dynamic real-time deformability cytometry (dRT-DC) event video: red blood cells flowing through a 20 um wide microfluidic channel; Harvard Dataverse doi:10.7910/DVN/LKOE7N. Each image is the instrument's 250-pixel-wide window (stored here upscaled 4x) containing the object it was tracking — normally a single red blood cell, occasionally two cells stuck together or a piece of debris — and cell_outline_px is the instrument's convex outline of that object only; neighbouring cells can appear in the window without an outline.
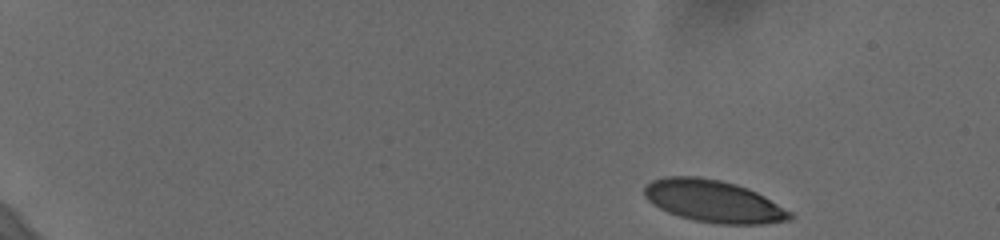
{"species": "human", "species_latin": "Homo sapiens", "temperature_condition": "cold", "stored_images_in_passage": 52, "camera_frame_rate_fps": 3000, "um_per_image_px": 0.085, "donor": {"sex": "female"}, "frame": {"image": 1, "passage_image": 1, "time_ms": 0.0, "image_size_px": [1000, 240], "cell_outline_px": [[792, 220], [764, 224], [716, 224], [692, 220], [668, 212], [652, 204], [644, 196], [644, 184], [652, 180], [664, 176], [696, 176], [720, 180], [736, 184], [748, 188], [764, 196], [792, 212]], "centroid_in_image_um": [60.63, 17.1], "position_along_channel_um": 24.4, "area_um2": 36.01}}
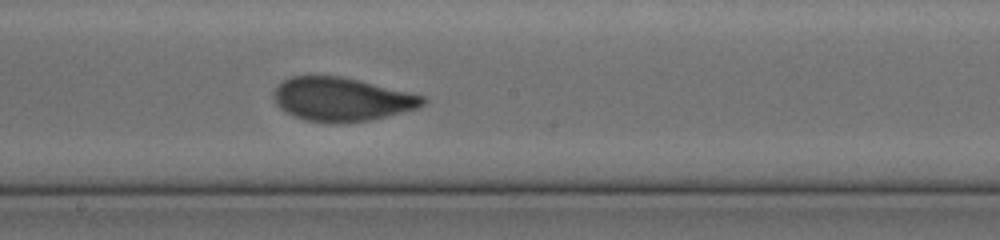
{"frame": {"image": 2, "passage_image": 29, "time_ms": 9.333, "image_size_px": [1000, 240], "cell_outline_px": [[428, 100], [420, 108], [372, 120], [344, 124], [304, 120], [292, 116], [284, 112], [276, 104], [272, 96], [272, 92], [284, 80], [292, 76], [340, 76], [428, 96]], "centroid_in_image_um": [29.07, 8.46], "position_along_channel_um": 219.1, "area_um2": 38.44}}
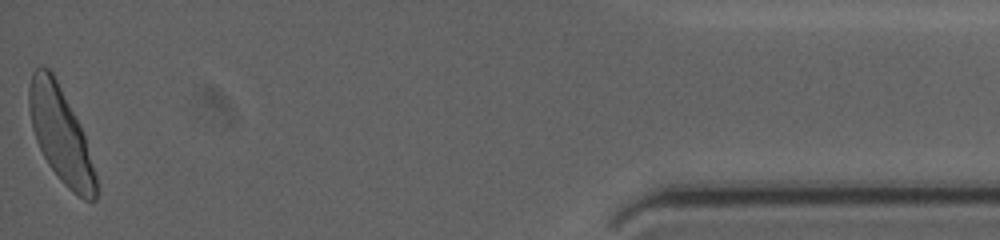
{"frame": {"image": 3, "passage_image": 52, "time_ms": 17.0, "image_size_px": [1000, 240], "cell_outline_px": [[96, 200], [84, 200], [72, 192], [60, 180], [48, 164], [36, 140], [32, 128], [28, 108], [28, 88], [32, 72], [36, 68], [48, 68], [52, 72], [80, 124], [84, 136], [96, 176]], "centroid_in_image_um": [5.13, 11.45], "position_along_channel_um": 430.1, "area_um2": 36.47}, "authors_computed_cell_mechanics": {"area_um2": 37.3677, "velocity_mm_per_s": 3.6224, "shape_relaxation_time_tau1_ms": 3.1537, "shape_relaxation_time_tau2_ms": null, "deformation_change_tau1": 0.1397, "deformation_change_tau2": null}}